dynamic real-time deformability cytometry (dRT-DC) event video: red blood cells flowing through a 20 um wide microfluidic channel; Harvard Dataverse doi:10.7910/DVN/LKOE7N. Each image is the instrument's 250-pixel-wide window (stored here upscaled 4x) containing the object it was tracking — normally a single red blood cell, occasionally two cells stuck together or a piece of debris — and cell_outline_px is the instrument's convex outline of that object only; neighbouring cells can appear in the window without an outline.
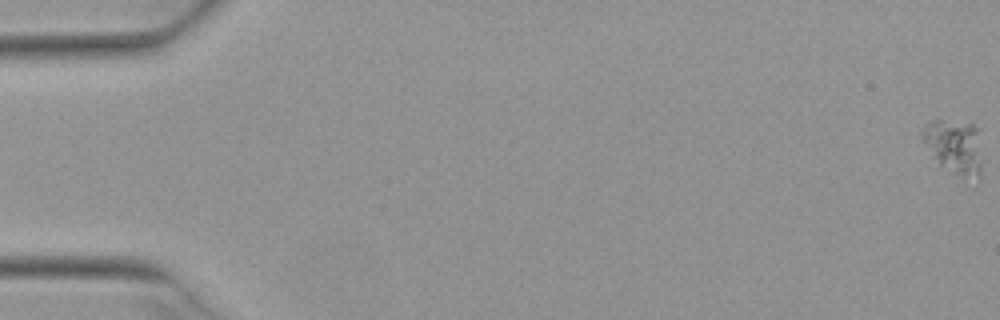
{"species": "Egyptian fruit bat (a non-hibernating species)", "species_latin": "Rousettus aegyptiacus", "temperature_condition": "warm", "stored_images_in_passage": 55, "camera_frame_rate_fps": 3000, "um_per_image_px": 0.085, "animal": {"sex": "female"}, "frame": {"image": 1, "passage_image": 1, "time_ms": 0.0, "image_size_px": [1000, 320], "cell_outline_px": [[980, 172], [964, 184], [940, 164], [920, 140], [920, 132], [924, 124], [928, 120], [940, 120], [972, 124], [980, 128]], "centroid_in_image_um": [81.09, 12.48], "position_along_channel_um": 3.9, "area_um2": 19.59}}
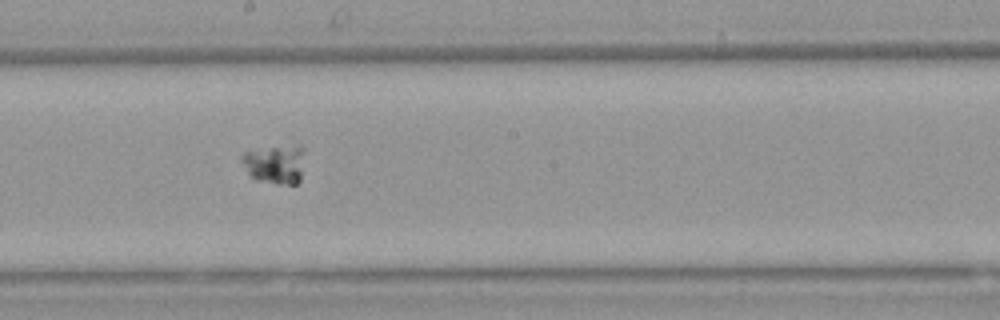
{"frame": {"image": 2, "passage_image": 31, "time_ms": 10.0, "image_size_px": [1000, 320], "cell_outline_px": [[304, 148], [300, 180], [296, 184], [276, 184], [256, 180], [248, 172], [240, 160], [240, 156], [244, 152], [300, 144]], "centroid_in_image_um": [23.39, 13.96], "position_along_channel_um": 224.8, "area_um2": 14.1}}
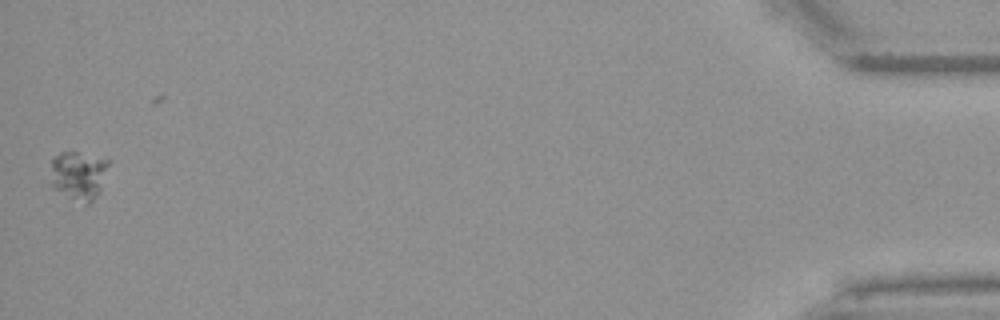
{"frame": {"image": 3, "passage_image": 54, "time_ms": 17.667, "image_size_px": [1000, 320], "cell_outline_px": [[112, 160], [100, 188], [92, 200], [88, 204], [84, 204], [52, 188], [52, 160], [60, 152], [76, 152]], "centroid_in_image_um": [6.7, 14.88], "position_along_channel_um": 428.5, "area_um2": 16.18}}